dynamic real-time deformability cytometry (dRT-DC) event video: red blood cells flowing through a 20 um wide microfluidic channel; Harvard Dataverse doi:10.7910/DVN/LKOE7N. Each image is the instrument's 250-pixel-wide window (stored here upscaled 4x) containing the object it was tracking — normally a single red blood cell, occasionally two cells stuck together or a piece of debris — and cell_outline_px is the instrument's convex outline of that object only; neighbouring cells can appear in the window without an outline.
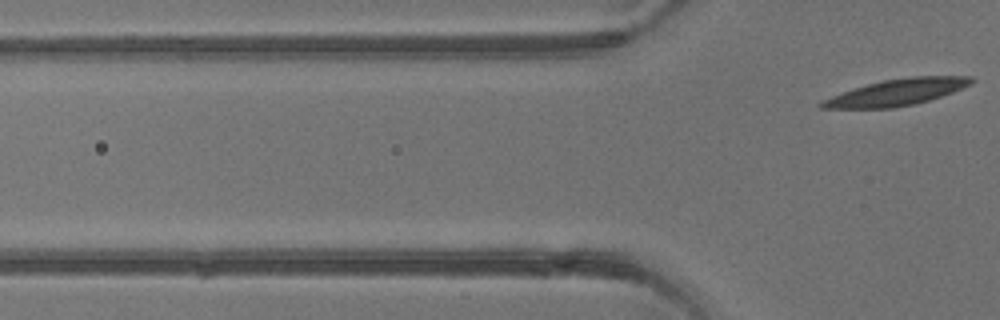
{"species": "common noctule bat (a hibernating species)", "species_latin": "Nyctalus noctula", "temperature_condition": "warm", "stored_images_in_passage": 2, "camera_frame_rate_fps": 3000, "um_per_image_px": 0.085, "animal": {"sex": "male", "body_mass_g": 13.3}, "frame": {"image": 1, "passage_image": 2, "time_ms": 1.333, "image_size_px": [1000, 320], "cell_outline_px": [[976, 80], [972, 84], [952, 92], [928, 100], [912, 104], [892, 108], [820, 108], [816, 104], [820, 100], [868, 84], [884, 80], [912, 76], [972, 76]], "centroid_in_image_um": [76.23, 7.84], "position_along_channel_um": 49.6, "area_um2": 22.77}}